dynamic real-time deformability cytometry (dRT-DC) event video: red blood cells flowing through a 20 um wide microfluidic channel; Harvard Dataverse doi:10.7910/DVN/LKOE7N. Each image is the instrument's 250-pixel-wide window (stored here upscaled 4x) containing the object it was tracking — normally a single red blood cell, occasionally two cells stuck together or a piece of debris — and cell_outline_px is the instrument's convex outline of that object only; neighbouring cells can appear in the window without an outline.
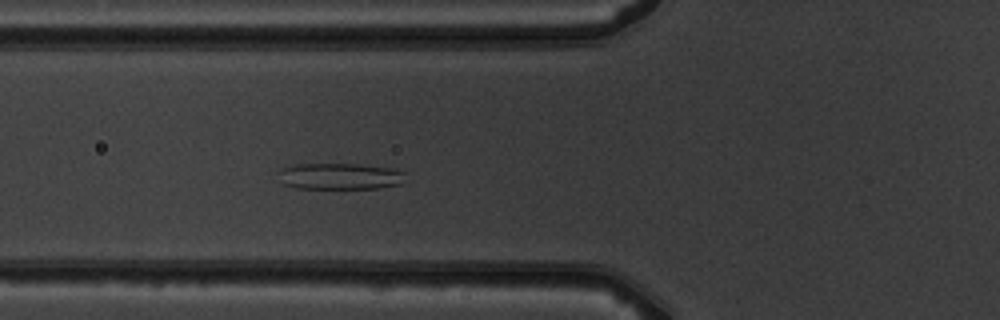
{"species": "common noctule bat (a hibernating species)", "species_latin": "Nyctalus noctula", "temperature_condition": "warm", "stored_images_in_passage": 4, "camera_frame_rate_fps": 3000, "um_per_image_px": 0.085, "animal": {"sex": "male", "body_mass_g": 19.5, "forearm_length_mm": 54.6}, "frame": {"image": 1, "passage_image": 4, "time_ms": 3.333, "image_size_px": [1000, 320], "cell_outline_px": [[408, 172], [400, 184], [380, 188], [296, 188], [284, 184], [276, 172], [284, 168], [296, 164], [356, 164], [392, 168]], "centroid_in_image_um": [28.92, 14.98], "position_along_channel_um": 96.9, "area_um2": 19.54}}